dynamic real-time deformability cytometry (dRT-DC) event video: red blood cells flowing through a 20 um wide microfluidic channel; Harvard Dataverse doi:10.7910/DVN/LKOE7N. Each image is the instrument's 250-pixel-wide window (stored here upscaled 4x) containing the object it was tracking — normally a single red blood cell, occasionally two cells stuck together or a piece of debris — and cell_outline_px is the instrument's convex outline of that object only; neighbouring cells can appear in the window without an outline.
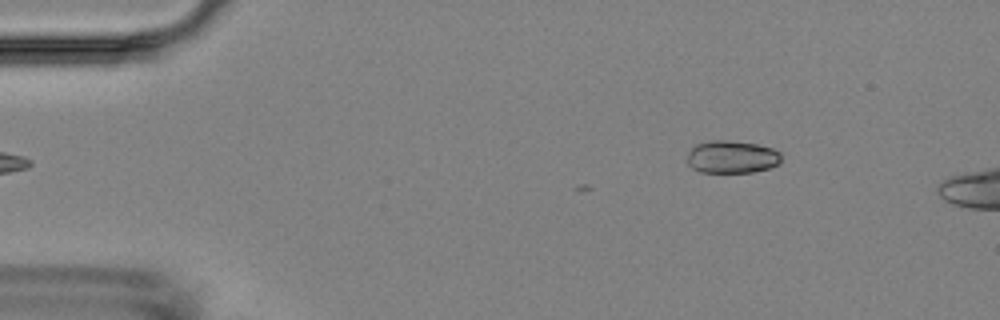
{"species": "Egyptian fruit bat (a non-hibernating species)", "species_latin": "Rousettus aegyptiacus", "temperature_condition": "room temperature", "stored_images_in_passage": 3, "camera_frame_rate_fps": 3000, "um_per_image_px": 0.085, "animal": {"sex": "female"}, "frame": {"image": 1, "passage_image": 1, "time_ms": 0.0, "image_size_px": [1000, 320], "cell_outline_px": [[780, 164], [768, 168], [752, 172], [700, 172], [692, 168], [688, 164], [688, 148], [696, 144], [712, 140], [728, 140], [756, 144], [772, 148], [780, 152]], "centroid_in_image_um": [62.18, 13.33], "position_along_channel_um": 22.8, "area_um2": 17.98}}